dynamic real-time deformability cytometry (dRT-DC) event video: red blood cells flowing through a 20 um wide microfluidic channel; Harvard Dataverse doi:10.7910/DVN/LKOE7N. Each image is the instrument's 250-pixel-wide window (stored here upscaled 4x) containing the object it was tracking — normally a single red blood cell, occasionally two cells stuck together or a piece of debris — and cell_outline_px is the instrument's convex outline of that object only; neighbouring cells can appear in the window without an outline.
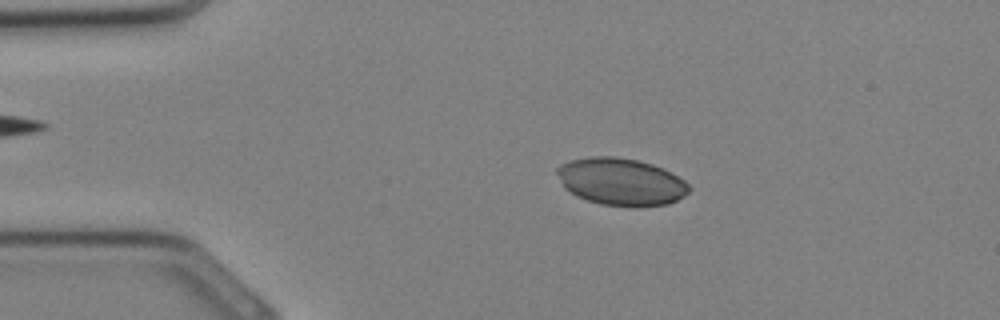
{"species": "Egyptian fruit bat (a non-hibernating species)", "species_latin": "Rousettus aegyptiacus", "temperature_condition": "cold", "stored_images_in_passage": 31, "camera_frame_rate_fps": 3000, "um_per_image_px": 0.085, "animal": {"sex": "female"}, "frame": {"image": 1, "passage_image": 5, "time_ms": 1.333, "image_size_px": [1000, 320], "cell_outline_px": [[692, 188], [684, 196], [668, 204], [640, 208], [636, 208], [600, 204], [576, 196], [564, 188], [556, 172], [556, 168], [560, 164], [572, 160], [588, 156], [612, 156], [640, 160], [664, 168], [684, 180]], "centroid_in_image_um": [52.8, 15.45], "position_along_channel_um": 32.2, "area_um2": 36.88}}
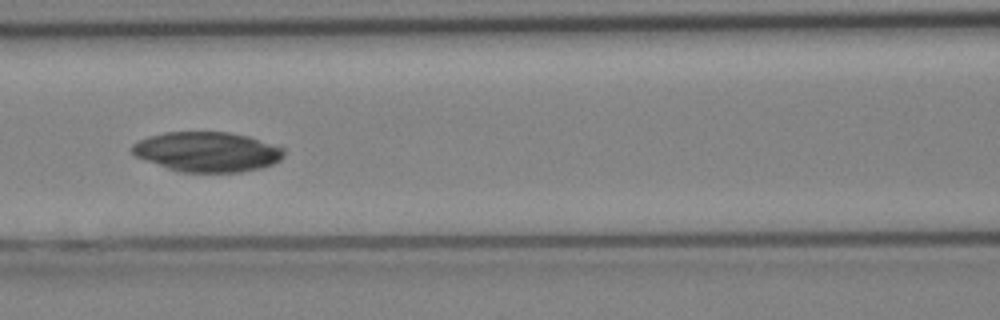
{"frame": {"image": 2, "passage_image": 13, "time_ms": 4.0, "image_size_px": [1000, 320], "cell_outline_px": [[284, 156], [280, 160], [272, 164], [260, 168], [240, 172], [180, 172], [168, 168], [136, 156], [132, 152], [132, 144], [148, 136], [164, 132], [228, 132], [248, 136], [284, 148]], "centroid_in_image_um": [17.62, 12.9], "position_along_channel_um": 149.0, "area_um2": 35.08}}
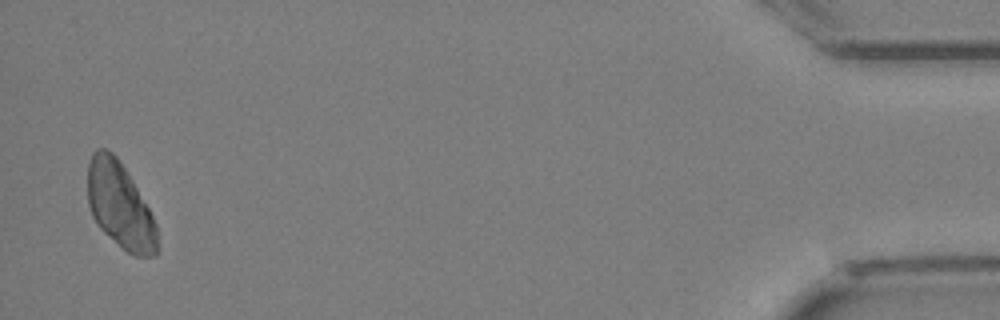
{"frame": {"image": 3, "passage_image": 31, "time_ms": 10.0, "image_size_px": [1000, 320], "cell_outline_px": [[160, 248], [156, 256], [136, 256], [128, 252], [104, 232], [100, 228], [92, 216], [88, 204], [88, 160], [92, 152], [96, 148], [104, 148], [112, 152], [116, 156], [132, 180], [148, 208], [156, 224]], "centroid_in_image_um": [10.2, 17.47], "position_along_channel_um": 425.0, "area_um2": 34.8}}